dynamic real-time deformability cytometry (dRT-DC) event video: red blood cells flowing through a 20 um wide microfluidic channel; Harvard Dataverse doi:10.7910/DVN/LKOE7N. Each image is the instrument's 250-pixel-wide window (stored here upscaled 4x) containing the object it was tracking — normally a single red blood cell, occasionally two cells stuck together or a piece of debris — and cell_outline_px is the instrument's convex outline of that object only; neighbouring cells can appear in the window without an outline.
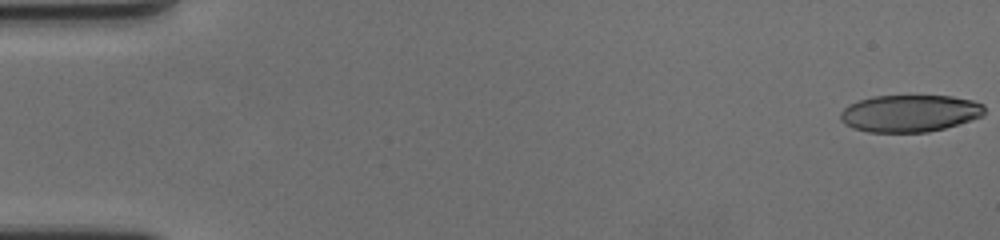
{"species": "human", "species_latin": "Homo sapiens", "temperature_condition": "cold", "stored_images_in_passage": 60, "camera_frame_rate_fps": 3000, "um_per_image_px": 0.085, "donor": {"sex": "female"}, "frame": {"image": 1, "passage_image": 1, "time_ms": 0.0, "image_size_px": [1000, 240], "cell_outline_px": [[984, 116], [972, 120], [944, 128], [928, 132], [868, 132], [852, 128], [844, 124], [840, 120], [840, 112], [848, 104], [872, 96], [952, 96], [972, 100], [984, 104]], "centroid_in_image_um": [77.32, 9.63], "position_along_channel_um": 7.7, "area_um2": 31.33}}
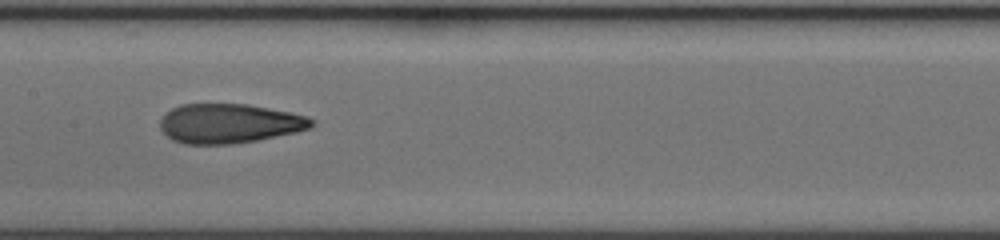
{"frame": {"image": 2, "passage_image": 31, "time_ms": 10.0, "image_size_px": [1000, 240], "cell_outline_px": [[316, 124], [312, 128], [296, 132], [256, 140], [232, 144], [184, 144], [172, 140], [160, 128], [160, 120], [172, 108], [180, 104], [248, 104], [292, 112], [308, 116], [316, 120]], "centroid_in_image_um": [19.54, 10.49], "position_along_channel_um": 187.9, "area_um2": 35.03}}
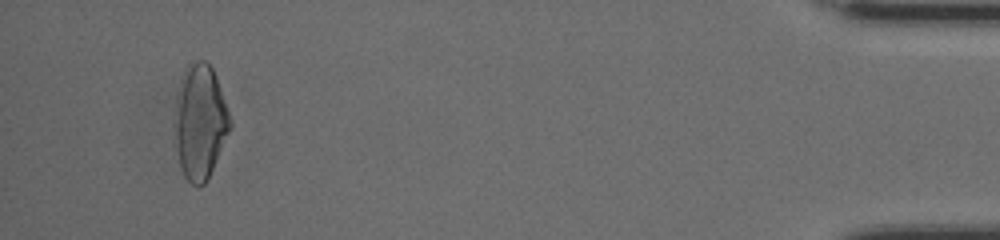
{"frame": {"image": 3, "passage_image": 57, "time_ms": 18.667, "image_size_px": [1000, 240], "cell_outline_px": [[232, 124], [212, 168], [204, 184], [192, 184], [184, 176], [180, 168], [176, 144], [176, 96], [184, 72], [188, 64], [196, 60], [204, 60], [212, 68], [216, 76], [232, 120]], "centroid_in_image_um": [17.01, 10.32], "position_along_channel_um": 418.2, "area_um2": 36.13}, "authors_computed_cell_mechanics": {"area_um2": 34.6222, "velocity_mm_per_s": 3.507, "shape_relaxation_time_tau1_ms": 9.2487, "shape_relaxation_time_tau2_ms": 1.7912, "deformation_change_tau1": 0.2591, "deformation_change_tau2": 0.0949}}